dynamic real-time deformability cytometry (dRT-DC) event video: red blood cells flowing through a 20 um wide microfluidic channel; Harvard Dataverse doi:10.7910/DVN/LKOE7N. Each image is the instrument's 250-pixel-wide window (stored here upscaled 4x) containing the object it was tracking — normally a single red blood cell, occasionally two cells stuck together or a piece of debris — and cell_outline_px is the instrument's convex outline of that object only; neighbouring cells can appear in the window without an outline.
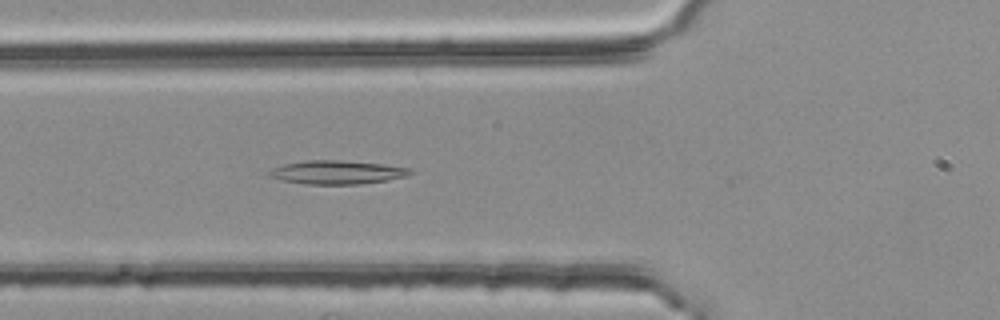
{"species": "common noctule bat (a hibernating species)", "species_latin": "Nyctalus noctula", "temperature_condition": "room temperature", "stored_images_in_passage": 16, "camera_frame_rate_fps": 3000, "um_per_image_px": 0.085, "animal": {"sex": "female", "body_mass_g": 25.1}, "frame": {"image": 1, "passage_image": 13, "time_ms": 4.0, "image_size_px": [1000, 320], "cell_outline_px": [[416, 172], [408, 176], [388, 180], [360, 184], [304, 184], [284, 180], [268, 176], [268, 172], [272, 168], [284, 164], [304, 160], [340, 160], [384, 164], [408, 168]], "centroid_in_image_um": [28.68, 14.64], "position_along_channel_um": 97.1, "area_um2": 19.48}}